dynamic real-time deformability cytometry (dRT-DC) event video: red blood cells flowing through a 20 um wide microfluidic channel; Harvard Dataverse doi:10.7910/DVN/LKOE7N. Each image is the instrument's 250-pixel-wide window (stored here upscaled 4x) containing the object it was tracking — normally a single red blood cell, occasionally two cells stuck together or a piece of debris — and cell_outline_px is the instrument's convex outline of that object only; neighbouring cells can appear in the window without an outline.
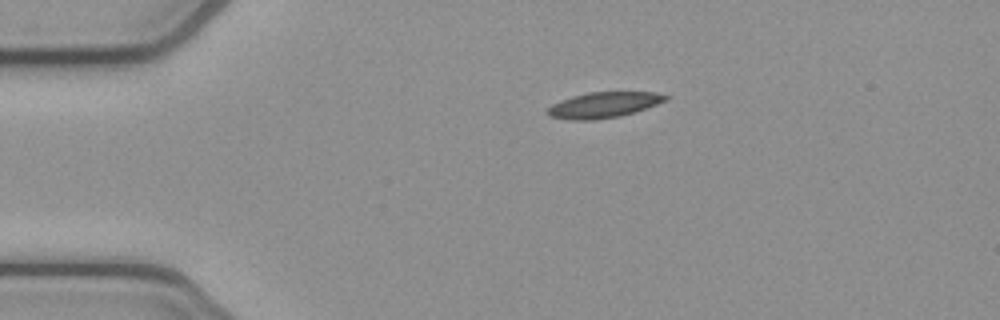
{"species": "common noctule bat (a hibernating species)", "species_latin": "Nyctalus noctula", "temperature_condition": "cold", "stored_images_in_passage": 43, "camera_frame_rate_fps": 3000, "um_per_image_px": 0.085, "animal": {"sex": "female", "body_mass_g": 21.9}, "frame": {"image": 1, "passage_image": 1, "time_ms": 0.0, "image_size_px": [1000, 320], "cell_outline_px": [[672, 96], [668, 100], [620, 116], [592, 120], [568, 120], [548, 116], [544, 112], [552, 104], [560, 100], [572, 96], [588, 92], [656, 92]], "centroid_in_image_um": [51.27, 8.91], "position_along_channel_um": 33.7, "area_um2": 17.74}}
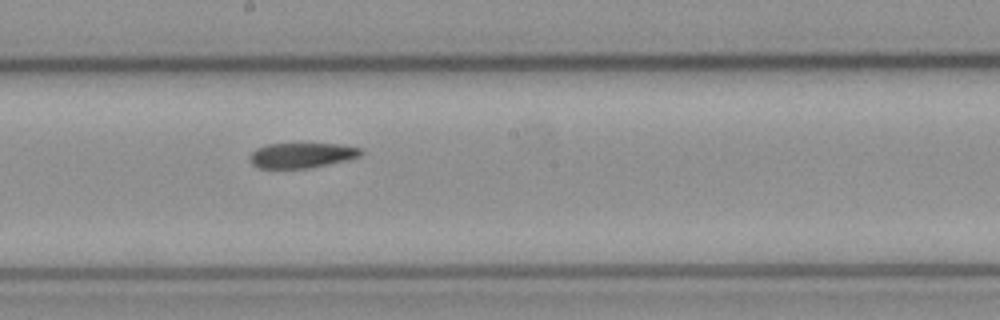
{"frame": {"image": 2, "passage_image": 19, "time_ms": 6.0, "image_size_px": [1000, 320], "cell_outline_px": [[364, 152], [360, 156], [312, 168], [256, 168], [248, 160], [252, 152], [256, 148], [268, 144], [340, 144], [360, 148]], "centroid_in_image_um": [25.61, 13.2], "position_along_channel_um": 222.6, "area_um2": 16.24}}
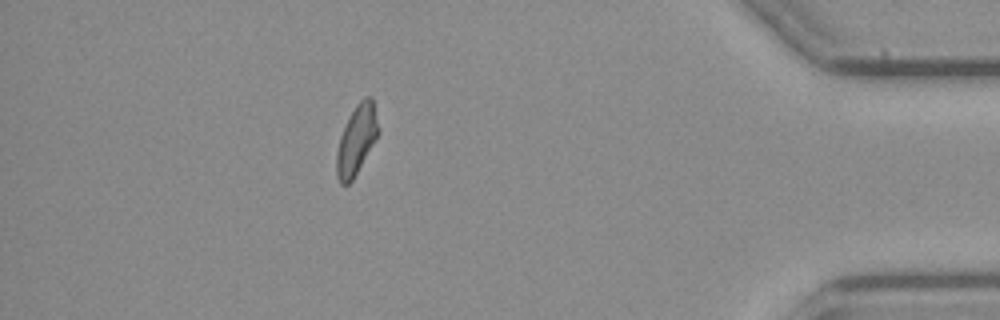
{"frame": {"image": 3, "passage_image": 37, "time_ms": 12.0, "image_size_px": [1000, 320], "cell_outline_px": [[380, 132], [352, 180], [348, 184], [340, 184], [336, 176], [336, 152], [340, 136], [356, 104], [364, 96], [372, 96], [380, 128]], "centroid_in_image_um": [30.32, 11.87], "position_along_channel_um": 404.9, "area_um2": 16.82}, "authors_computed_cell_mechanics": {"area_um2": 17.3978, "velocity_mm_per_s": 3.8595, "shape_relaxation_time_tau1_ms": null, "shape_relaxation_time_tau2_ms": 7.1492, "deformation_change_tau1": null, "deformation_change_tau2": 0.1554}}